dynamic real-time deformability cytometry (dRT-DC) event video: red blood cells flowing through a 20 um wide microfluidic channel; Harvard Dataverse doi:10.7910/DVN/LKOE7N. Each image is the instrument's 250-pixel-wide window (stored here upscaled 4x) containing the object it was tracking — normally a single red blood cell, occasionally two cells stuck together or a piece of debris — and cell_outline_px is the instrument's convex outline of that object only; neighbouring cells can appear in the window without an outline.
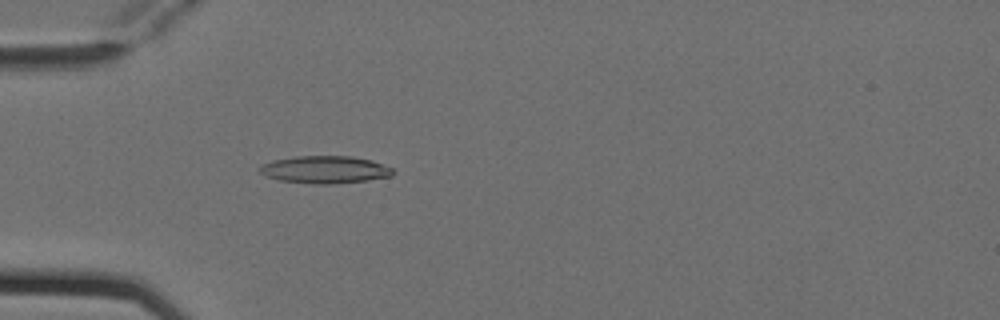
{"species": "Egyptian fruit bat (a non-hibernating species)", "species_latin": "Rousettus aegyptiacus", "temperature_condition": "cold", "stored_images_in_passage": 2, "camera_frame_rate_fps": 3000, "um_per_image_px": 0.085, "animal": {"sex": "female"}, "frame": {"image": 1, "passage_image": 2, "time_ms": 0.333, "image_size_px": [1000, 320], "cell_outline_px": [[396, 172], [392, 176], [368, 180], [332, 184], [312, 184], [280, 180], [264, 176], [260, 172], [260, 164], [272, 160], [296, 156], [352, 156], [372, 160], [392, 168]], "centroid_in_image_um": [27.62, 14.42], "position_along_channel_um": 57.4, "area_um2": 21.5}}